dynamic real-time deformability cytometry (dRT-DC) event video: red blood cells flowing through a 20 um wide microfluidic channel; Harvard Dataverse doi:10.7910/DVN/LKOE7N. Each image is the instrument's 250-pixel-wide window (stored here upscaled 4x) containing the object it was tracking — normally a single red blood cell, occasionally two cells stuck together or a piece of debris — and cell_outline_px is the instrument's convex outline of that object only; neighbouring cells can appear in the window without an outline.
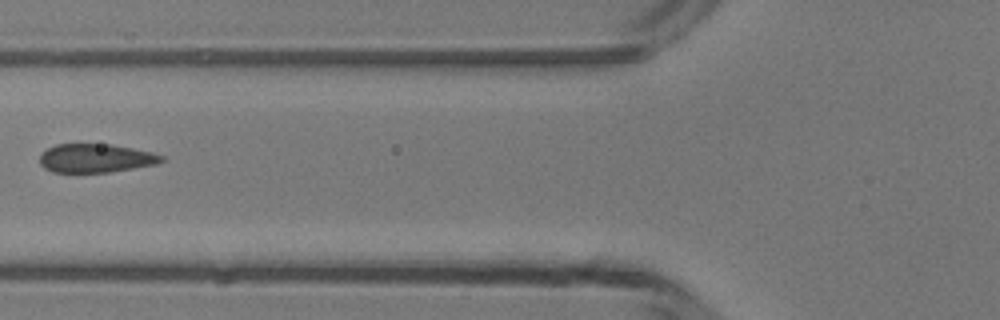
{"species": "common noctule bat (a hibernating species)", "species_latin": "Nyctalus noctula", "temperature_condition": "room temperature", "stored_images_in_passage": 5, "camera_frame_rate_fps": 3000, "um_per_image_px": 0.085, "animal": {"sex": "male", "body_mass_g": 13.3}, "frame": {"image": 1, "passage_image": 5, "time_ms": 4.667, "image_size_px": [1000, 320], "cell_outline_px": [[168, 160], [156, 164], [108, 172], [52, 172], [44, 168], [40, 164], [40, 152], [56, 144], [112, 144], [152, 152], [164, 156]], "centroid_in_image_um": [8.14, 13.44], "position_along_channel_um": 117.7, "area_um2": 20.46}}